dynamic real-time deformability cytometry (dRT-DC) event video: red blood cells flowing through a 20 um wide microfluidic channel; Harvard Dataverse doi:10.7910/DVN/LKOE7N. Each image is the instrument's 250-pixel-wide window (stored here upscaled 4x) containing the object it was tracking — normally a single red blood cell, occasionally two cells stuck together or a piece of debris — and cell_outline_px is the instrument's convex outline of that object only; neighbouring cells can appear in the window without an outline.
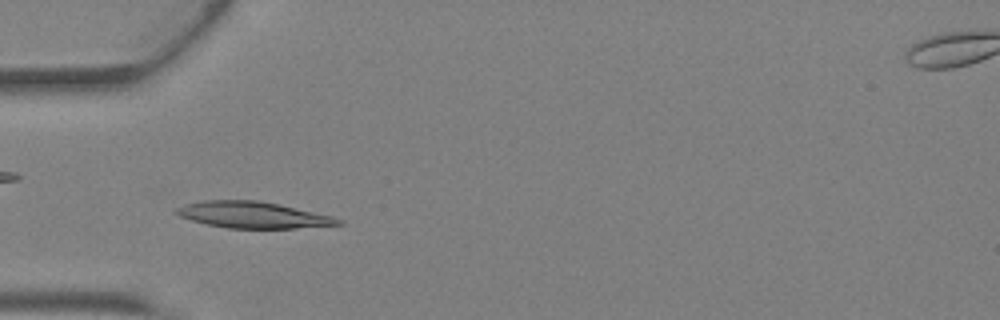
{"species": "Egyptian fruit bat (a non-hibernating species)", "species_latin": "Rousettus aegyptiacus", "temperature_condition": "warm", "stored_images_in_passage": 39, "camera_frame_rate_fps": 3000, "um_per_image_px": 0.085, "animal": {"sex": "female"}, "frame": {"image": 1, "passage_image": 10, "time_ms": 3.0, "image_size_px": [1000, 320], "cell_outline_px": [[344, 224], [296, 228], [228, 228], [208, 224], [192, 220], [180, 216], [172, 212], [176, 208], [184, 204], [204, 200], [256, 200], [280, 204], [332, 216], [344, 220]], "centroid_in_image_um": [21.5, 18.26], "position_along_channel_um": 63.5, "area_um2": 24.85}}
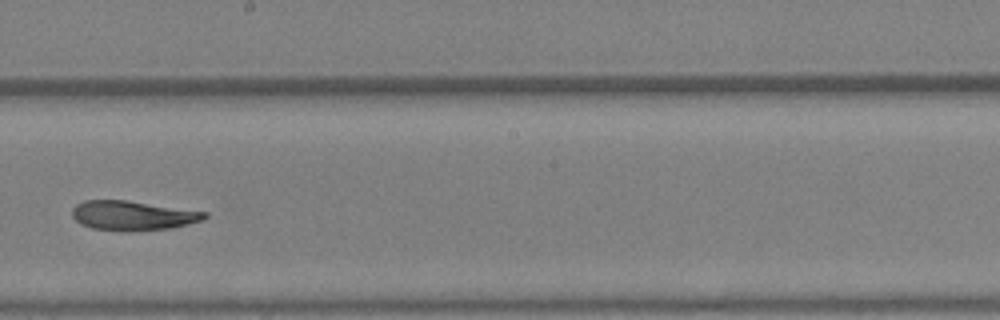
{"frame": {"image": 2, "passage_image": 21, "time_ms": 6.667, "image_size_px": [1000, 320], "cell_outline_px": [[208, 216], [204, 220], [172, 228], [132, 232], [124, 232], [92, 228], [80, 224], [72, 216], [72, 208], [76, 204], [84, 200], [124, 200], [208, 212]], "centroid_in_image_um": [11.28, 18.34], "position_along_channel_um": 236.9, "area_um2": 23.0}}
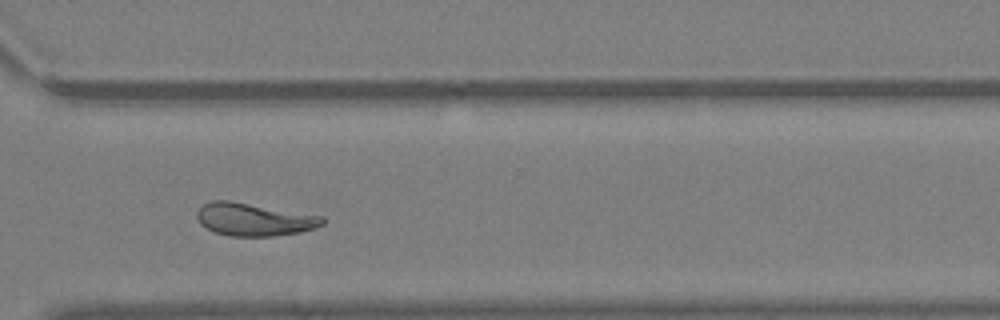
{"frame": {"image": 3, "passage_image": 28, "time_ms": 9.0, "image_size_px": [1000, 320], "cell_outline_px": [[324, 224], [316, 228], [300, 232], [272, 236], [228, 236], [216, 232], [200, 224], [196, 216], [196, 212], [204, 204], [212, 200], [228, 200], [324, 216]], "centroid_in_image_um": [21.6, 18.65], "position_along_channel_um": 349.0, "area_um2": 23.93}, "authors_computed_cell_mechanics": {"area_um2": 24.5072, "velocity_mm_per_s": 4.8032, "shape_relaxation_time_tau1_ms": null, "shape_relaxation_time_tau2_ms": 5.732, "deformation_change_tau1": null, "deformation_change_tau2": 0.1324}}